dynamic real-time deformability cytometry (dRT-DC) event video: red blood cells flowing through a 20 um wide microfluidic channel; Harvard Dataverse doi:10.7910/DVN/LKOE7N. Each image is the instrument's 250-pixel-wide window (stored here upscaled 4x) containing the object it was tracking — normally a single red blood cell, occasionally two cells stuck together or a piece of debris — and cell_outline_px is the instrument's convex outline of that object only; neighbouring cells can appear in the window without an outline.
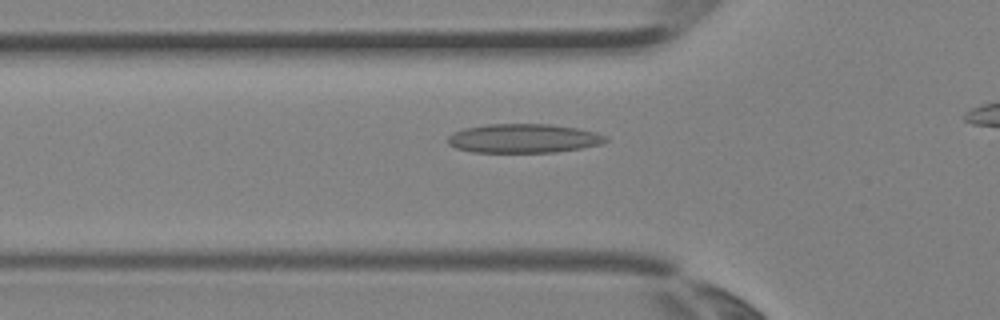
{"species": "Egyptian fruit bat (a non-hibernating species)", "species_latin": "Rousettus aegyptiacus", "temperature_condition": "room temperature", "stored_images_in_passage": 3, "segment_of_instrument_passage": [2, 2], "camera_frame_rate_fps": 3000, "um_per_image_px": 0.085, "animal": {"sex": "female"}, "frame": {"image": 1, "passage_image": 3, "time_ms": 0.667, "image_size_px": [1000, 320], "cell_outline_px": [[608, 140], [600, 144], [580, 148], [556, 152], [472, 152], [456, 148], [448, 144], [448, 136], [452, 132], [464, 128], [488, 124], [548, 124], [576, 128], [596, 132], [608, 136]], "centroid_in_image_um": [44.48, 11.76], "position_along_channel_um": 81.3, "area_um2": 26.7}}